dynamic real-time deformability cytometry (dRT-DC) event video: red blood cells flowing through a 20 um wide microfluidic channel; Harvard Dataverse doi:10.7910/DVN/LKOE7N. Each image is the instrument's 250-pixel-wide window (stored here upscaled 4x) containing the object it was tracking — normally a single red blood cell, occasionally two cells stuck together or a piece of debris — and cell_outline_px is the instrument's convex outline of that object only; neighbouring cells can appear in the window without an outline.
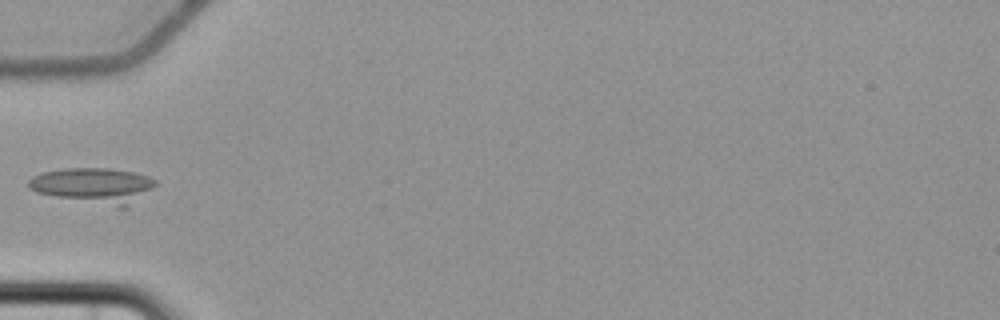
{"species": "common noctule bat (a hibernating species)", "species_latin": "Nyctalus noctula", "temperature_condition": "cold", "stored_images_in_passage": 6, "camera_frame_rate_fps": 3000, "um_per_image_px": 0.085, "animal": {"sex": "female", "body_mass_g": 22.7, "forearm_length_mm": 54.2}, "frame": {"image": 1, "passage_image": 6, "time_ms": 6.333, "image_size_px": [1000, 320], "cell_outline_px": [[156, 184], [152, 188], [128, 208], [116, 208], [36, 192], [28, 188], [28, 180], [32, 176], [40, 172], [64, 168], [108, 168], [132, 172], [148, 176], [156, 180]], "centroid_in_image_um": [7.95, 15.77], "position_along_channel_um": 77.0, "area_um2": 26.36}}